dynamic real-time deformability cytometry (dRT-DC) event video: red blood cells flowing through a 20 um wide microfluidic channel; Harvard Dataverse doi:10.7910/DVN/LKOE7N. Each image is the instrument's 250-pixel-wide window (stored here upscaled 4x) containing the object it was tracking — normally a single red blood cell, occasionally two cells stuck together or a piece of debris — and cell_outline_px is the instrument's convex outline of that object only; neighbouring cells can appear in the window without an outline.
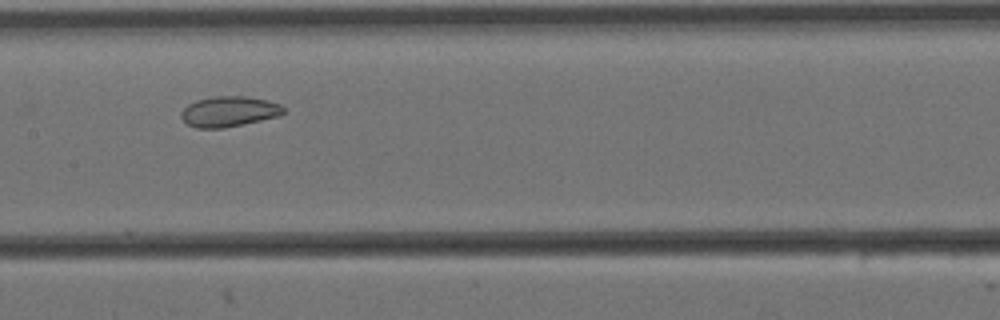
{"species": "Egyptian fruit bat (a non-hibernating species)", "species_latin": "Rousettus aegyptiacus", "temperature_condition": "cold", "stored_images_in_passage": 9, "camera_frame_rate_fps": 3000, "um_per_image_px": 0.085, "animal": {"sex": "female"}, "frame": {"image": 1, "passage_image": 5, "time_ms": 1.333, "image_size_px": [1000, 320], "cell_outline_px": [[288, 112], [280, 116], [224, 128], [196, 128], [188, 124], [180, 116], [180, 112], [188, 104], [196, 100], [216, 96], [244, 96], [268, 100], [280, 104]], "centroid_in_image_um": [19.49, 9.48], "position_along_channel_um": 187.9, "area_um2": 18.26}}
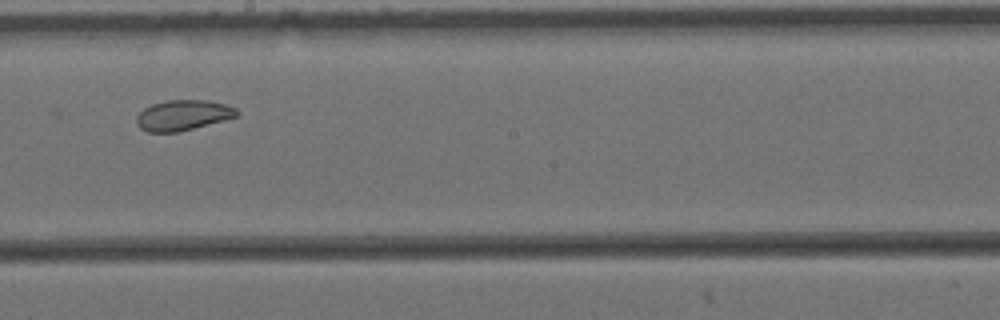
{"frame": {"image": 2, "passage_image": 6, "time_ms": 1.667, "image_size_px": [1000, 320], "cell_outline_px": [[240, 112], [236, 116], [192, 128], [176, 132], [148, 132], [140, 128], [136, 124], [136, 116], [144, 108], [152, 104], [168, 100], [208, 100], [224, 104], [236, 108]], "centroid_in_image_um": [15.51, 9.78], "position_along_channel_um": 232.7, "area_um2": 17.51}}
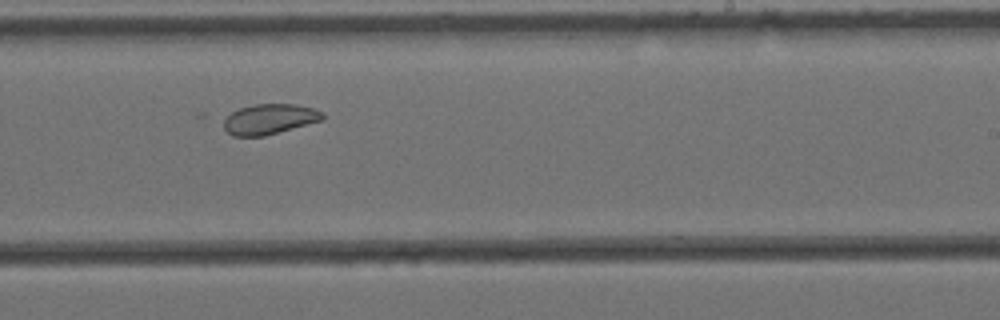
{"frame": {"image": 3, "passage_image": 7, "time_ms": 2.0, "image_size_px": [1000, 320], "cell_outline_px": [[324, 120], [264, 136], [232, 136], [224, 128], [224, 120], [232, 112], [240, 108], [256, 104], [296, 104], [312, 108], [324, 112]], "centroid_in_image_um": [22.94, 10.13], "position_along_channel_um": 266.1, "area_um2": 17.4}}